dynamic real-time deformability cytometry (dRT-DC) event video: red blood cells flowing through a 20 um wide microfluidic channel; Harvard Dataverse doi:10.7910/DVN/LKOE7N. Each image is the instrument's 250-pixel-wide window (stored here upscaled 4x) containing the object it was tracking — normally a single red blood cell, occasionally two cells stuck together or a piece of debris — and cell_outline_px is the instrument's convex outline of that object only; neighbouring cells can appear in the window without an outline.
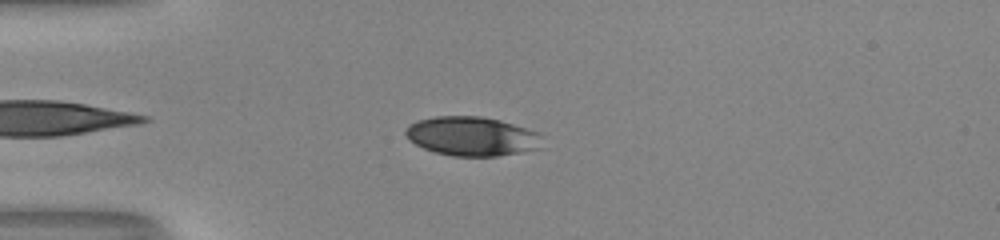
{"species": "human", "species_latin": "Homo sapiens", "temperature_condition": "room temperature", "stored_images_in_passage": 39, "camera_frame_rate_fps": 3000, "um_per_image_px": 0.085, "donor": {"sex": "male"}, "frame": {"image": 1, "passage_image": 5, "time_ms": 1.333, "image_size_px": [1000, 240], "cell_outline_px": [[540, 148], [520, 152], [496, 156], [452, 156], [436, 152], [424, 148], [408, 140], [404, 132], [408, 124], [416, 120], [436, 116], [480, 116], [500, 120], [540, 132]], "centroid_in_image_um": [40.07, 11.57], "position_along_channel_um": 44.9, "area_um2": 31.21}}
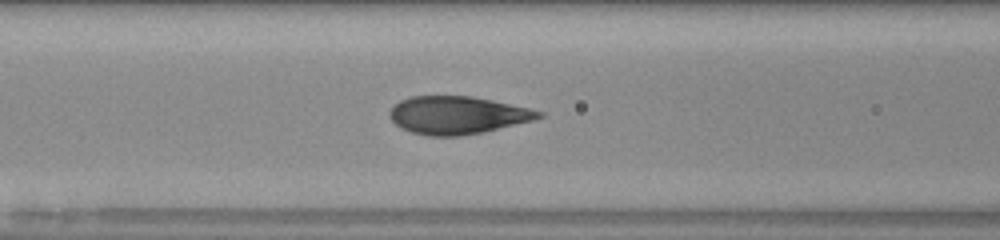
{"frame": {"image": 2, "passage_image": 13, "time_ms": 4.0, "image_size_px": [1000, 240], "cell_outline_px": [[544, 116], [532, 120], [484, 132], [460, 136], [428, 136], [412, 132], [400, 128], [388, 116], [388, 112], [400, 100], [412, 96], [472, 96], [492, 100], [528, 108], [544, 112]], "centroid_in_image_um": [38.86, 9.79], "position_along_channel_um": 127.7, "area_um2": 32.71}}
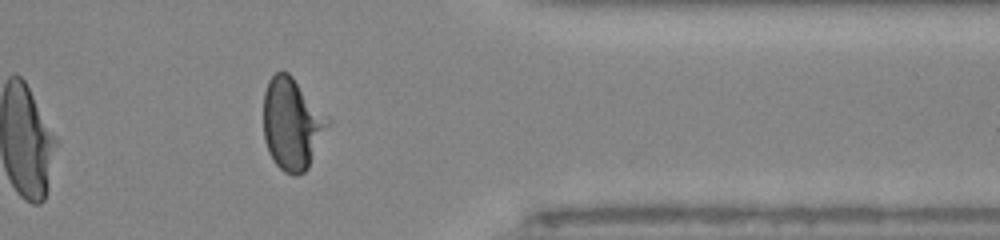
{"frame": {"image": 3, "passage_image": 33, "time_ms": 10.667, "image_size_px": [1000, 240], "cell_outline_px": [[332, 120], [308, 168], [304, 172], [296, 176], [292, 176], [284, 172], [272, 160], [268, 152], [264, 140], [264, 92], [268, 80], [280, 68], [288, 72], [292, 76]], "centroid_in_image_um": [24.82, 10.52], "position_along_channel_um": 386.6, "area_um2": 34.8}, "authors_computed_cell_mechanics": {"area_um2": 33.1772, "velocity_mm_per_s": 4.0739, "shape_relaxation_time_tau1_ms": 6.3196, "shape_relaxation_time_tau2_ms": null, "deformation_change_tau1": 0.2167, "deformation_change_tau2": null}}